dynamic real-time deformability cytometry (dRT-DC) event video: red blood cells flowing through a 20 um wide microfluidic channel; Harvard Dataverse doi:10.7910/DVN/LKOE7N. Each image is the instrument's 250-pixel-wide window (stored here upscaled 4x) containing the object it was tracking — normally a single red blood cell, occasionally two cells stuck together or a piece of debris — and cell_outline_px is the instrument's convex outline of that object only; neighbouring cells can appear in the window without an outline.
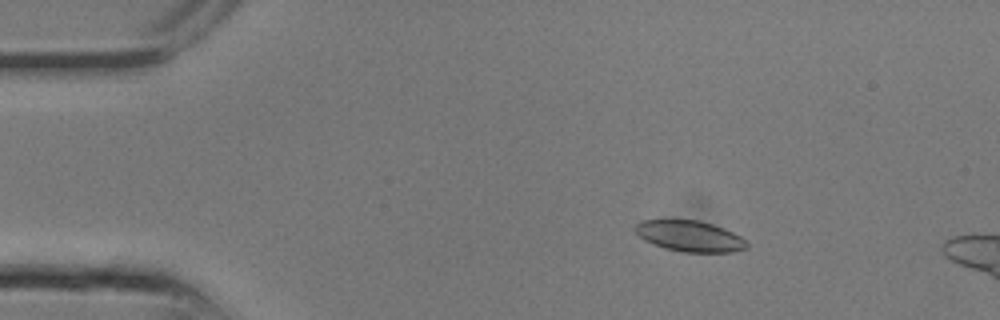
{"species": "common noctule bat (a hibernating species)", "species_latin": "Nyctalus noctula", "temperature_condition": "room temperature", "stored_images_in_passage": 7, "camera_frame_rate_fps": 3000, "um_per_image_px": 0.085, "animal": {"sex": "male", "body_mass_g": 13.3}, "frame": {"image": 1, "passage_image": 4, "time_ms": 1.0, "image_size_px": [1000, 320], "cell_outline_px": [[748, 248], [732, 252], [684, 252], [664, 248], [652, 244], [644, 240], [632, 228], [640, 220], [700, 220], [724, 228], [740, 236], [748, 244]], "centroid_in_image_um": [58.61, 20.07], "position_along_channel_um": 26.4, "area_um2": 20.17}}